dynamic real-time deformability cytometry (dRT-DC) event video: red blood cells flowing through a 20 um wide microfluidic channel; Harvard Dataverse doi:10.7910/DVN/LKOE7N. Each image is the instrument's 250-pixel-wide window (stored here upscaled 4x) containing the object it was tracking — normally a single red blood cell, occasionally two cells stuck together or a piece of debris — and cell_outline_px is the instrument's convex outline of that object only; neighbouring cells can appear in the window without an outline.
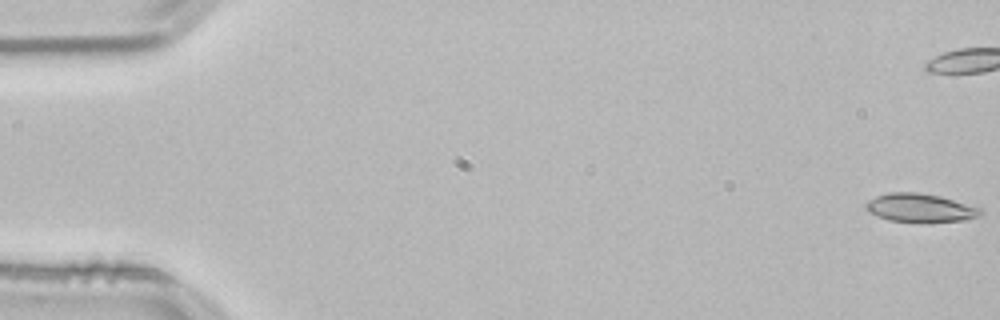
{"species": "common noctule bat (a hibernating species)", "species_latin": "Nyctalus noctula", "temperature_condition": "room temperature", "stored_images_in_passage": 55, "camera_frame_rate_fps": 3000, "um_per_image_px": 0.085, "animal": {"sex": "male", "body_mass_g": 21.5, "forearm_length_mm": 52.0}, "frame": {"image": 1, "passage_image": 1, "time_ms": 0.0, "image_size_px": [1000, 320], "cell_outline_px": [[984, 212], [980, 216], [968, 220], [888, 220], [868, 212], [864, 208], [864, 204], [868, 200], [876, 196], [892, 192], [916, 192], [940, 196], [980, 208]], "centroid_in_image_um": [78.18, 17.64], "position_along_channel_um": 6.8, "area_um2": 18.44}}
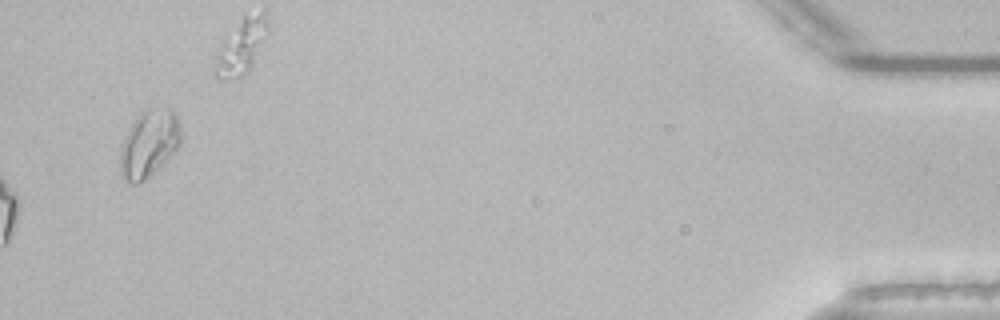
{"frame": {"image": 2, "passage_image": 55, "time_ms": 18.0, "image_size_px": [1000, 320], "cell_outline_px": [[180, 144], [176, 152], [140, 184], [128, 184], [120, 176], [120, 148], [124, 136], [128, 128], [140, 112], [164, 108], [172, 108], [176, 116], [180, 128]], "centroid_in_image_um": [12.64, 12.26], "position_along_channel_um": 422.6, "area_um2": 23.93}, "authors_computed_cell_mechanics": {"area_um2": 18.496, "velocity_mm_per_s": 3.8222, "shape_relaxation_time_tau1_ms": null, "shape_relaxation_time_tau2_ms": 9.7196, "deformation_change_tau1": null, "deformation_change_tau2": 0.1632}}